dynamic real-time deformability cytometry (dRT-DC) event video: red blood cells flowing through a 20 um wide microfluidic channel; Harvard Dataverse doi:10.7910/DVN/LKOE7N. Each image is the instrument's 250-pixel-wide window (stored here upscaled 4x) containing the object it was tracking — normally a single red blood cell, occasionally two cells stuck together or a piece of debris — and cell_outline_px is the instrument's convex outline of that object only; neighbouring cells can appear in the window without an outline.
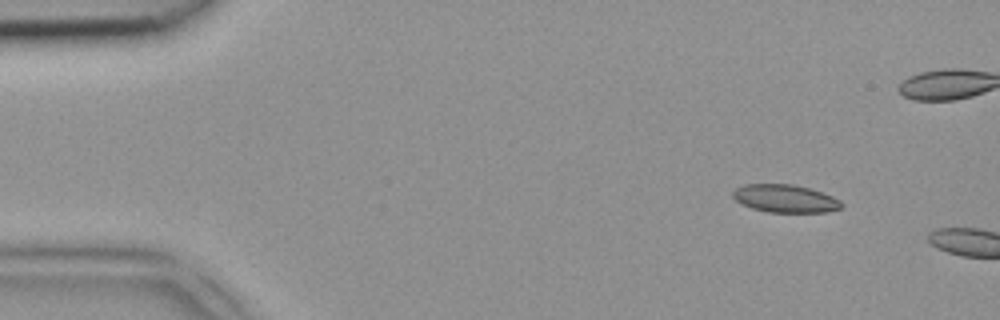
{"species": "common noctule bat (a hibernating species)", "species_latin": "Nyctalus noctula", "temperature_condition": "room temperature", "stored_images_in_passage": 4, "camera_frame_rate_fps": 3000, "um_per_image_px": 0.085, "animal": {"sex": "female", "body_mass_g": 18.4}, "frame": {"image": 1, "passage_image": 1, "time_ms": 0.0, "image_size_px": [1000, 320], "cell_outline_px": [[844, 204], [840, 208], [828, 212], [768, 212], [752, 208], [736, 200], [732, 196], [732, 192], [736, 188], [744, 184], [792, 184], [808, 188], [832, 196], [840, 200]], "centroid_in_image_um": [66.74, 16.87], "position_along_channel_um": 18.3, "area_um2": 17.51}}